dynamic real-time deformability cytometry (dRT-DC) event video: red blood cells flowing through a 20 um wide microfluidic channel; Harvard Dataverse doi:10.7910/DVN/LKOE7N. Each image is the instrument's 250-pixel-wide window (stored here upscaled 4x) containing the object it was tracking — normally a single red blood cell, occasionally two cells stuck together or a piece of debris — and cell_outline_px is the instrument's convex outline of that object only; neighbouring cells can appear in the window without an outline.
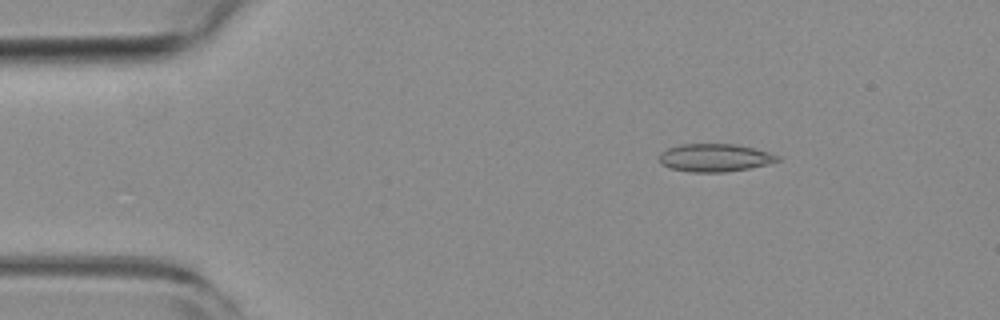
{"species": "common noctule bat (a hibernating species)", "species_latin": "Nyctalus noctula", "temperature_condition": "room temperature", "stored_images_in_passage": 50, "camera_frame_rate_fps": 3000, "um_per_image_px": 0.085, "animal": {"sex": "female", "body_mass_g": 19.3, "forearm_length_mm": 54.1}, "frame": {"image": 1, "passage_image": 8, "time_ms": 2.333, "image_size_px": [1000, 320], "cell_outline_px": [[780, 160], [768, 164], [748, 168], [724, 172], [692, 172], [668, 168], [660, 160], [660, 152], [668, 148], [680, 144], [736, 144], [768, 152], [780, 156]], "centroid_in_image_um": [60.75, 13.4], "position_along_channel_um": 24.2, "area_um2": 19.07}}
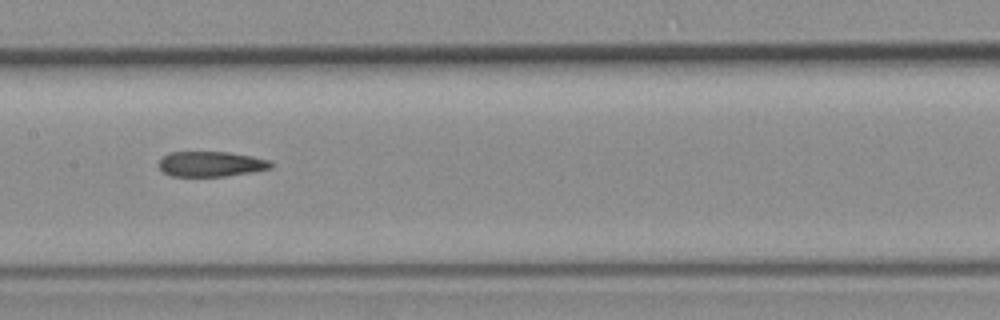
{"frame": {"image": 2, "passage_image": 26, "time_ms": 8.333, "image_size_px": [1000, 320], "cell_outline_px": [[272, 168], [252, 172], [224, 176], [172, 176], [164, 172], [160, 168], [160, 160], [164, 156], [172, 152], [228, 152], [252, 156], [268, 160], [272, 164]], "centroid_in_image_um": [17.95, 13.94], "position_along_channel_um": 189.4, "area_um2": 16.24}}
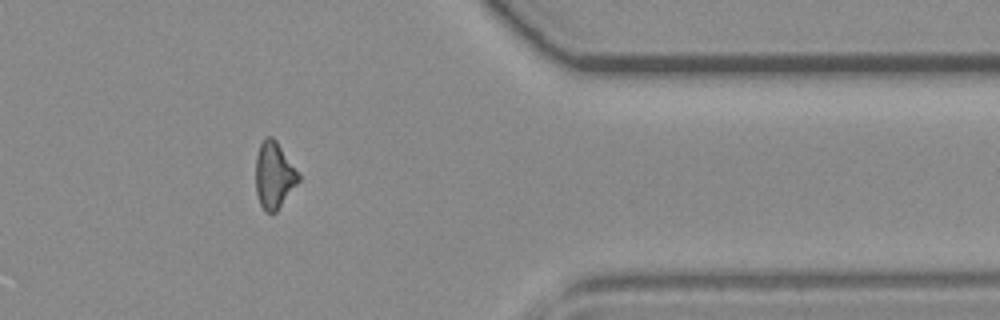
{"frame": {"image": 3, "passage_image": 43, "time_ms": 14.0, "image_size_px": [1000, 320], "cell_outline_px": [[300, 180], [276, 212], [264, 212], [260, 204], [256, 192], [256, 156], [260, 144], [268, 136], [272, 136], [276, 140], [300, 176]], "centroid_in_image_um": [23.28, 14.91], "position_along_channel_um": 388.1, "area_um2": 16.36}, "authors_computed_cell_mechanics": {"area_um2": 17.6868, "velocity_mm_per_s": 3.8816, "shape_relaxation_time_tau1_ms": null, "shape_relaxation_time_tau2_ms": 6.946, "deformation_change_tau1": null, "deformation_change_tau2": 0.1806}}